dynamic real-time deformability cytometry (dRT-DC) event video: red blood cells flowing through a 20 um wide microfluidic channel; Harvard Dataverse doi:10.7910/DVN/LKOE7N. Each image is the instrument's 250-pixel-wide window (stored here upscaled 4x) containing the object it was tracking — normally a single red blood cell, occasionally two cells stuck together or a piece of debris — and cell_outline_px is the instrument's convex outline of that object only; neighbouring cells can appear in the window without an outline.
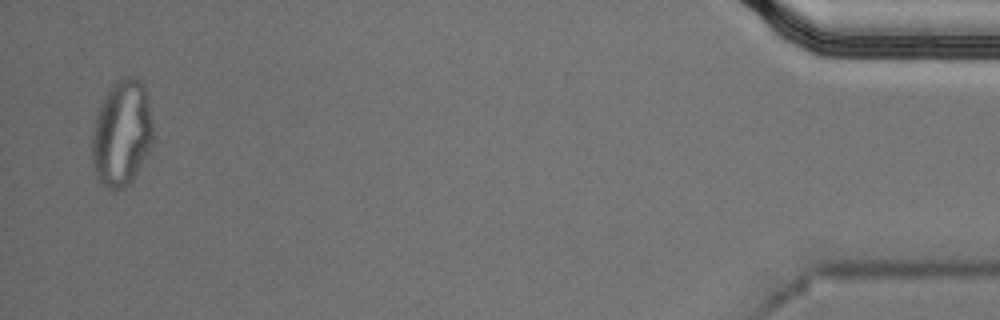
{"species": "Egyptian fruit bat (a non-hibernating species)", "species_latin": "Rousettus aegyptiacus", "temperature_condition": "cold", "stored_images_in_passage": 39, "segment_of_instrument_passage": [2, 2], "camera_frame_rate_fps": 3000, "um_per_image_px": 0.085, "animal": {"sex": "male"}, "frame": {"image": 1, "passage_image": 38, "time_ms": 12.333, "image_size_px": [1000, 320], "cell_outline_px": [[156, 136], [148, 152], [132, 180], [128, 184], [120, 188], [108, 188], [96, 180], [92, 160], [92, 136], [96, 116], [104, 96], [112, 84], [116, 80], [124, 76], [140, 76], [144, 84], [148, 96]], "centroid_in_image_um": [10.39, 11.26], "position_along_channel_um": 424.8, "area_um2": 38.44}}